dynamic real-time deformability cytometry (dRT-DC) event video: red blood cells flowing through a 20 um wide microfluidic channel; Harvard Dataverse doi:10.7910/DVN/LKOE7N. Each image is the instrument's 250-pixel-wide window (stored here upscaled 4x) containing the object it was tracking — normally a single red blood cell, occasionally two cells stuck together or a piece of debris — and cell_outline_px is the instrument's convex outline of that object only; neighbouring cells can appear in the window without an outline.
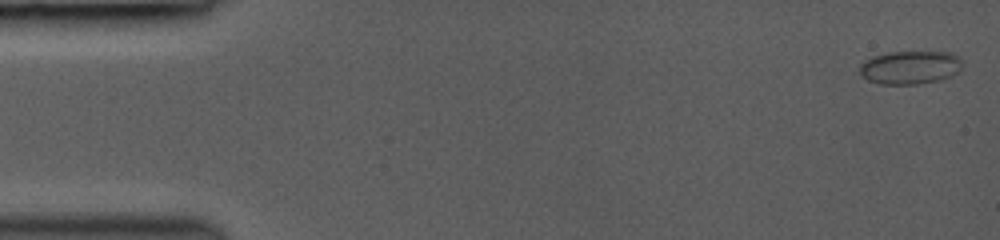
{"species": "common noctule bat (a hibernating species)", "species_latin": "Nyctalus noctula", "temperature_condition": "room temperature", "stored_images_in_passage": 38, "camera_frame_rate_fps": 3000, "um_per_image_px": 0.085, "animal": {"sex": "female", "body_mass_g": 19.0, "forearm_length_mm": 53.3}, "frame": {"image": 1, "passage_image": 1, "time_ms": 0.0, "image_size_px": [1000, 240], "cell_outline_px": [[960, 72], [940, 80], [916, 84], [880, 84], [868, 80], [860, 76], [860, 64], [864, 60], [872, 56], [888, 52], [952, 52], [960, 56]], "centroid_in_image_um": [77.34, 5.73], "position_along_channel_um": 7.7, "area_um2": 20.11}}
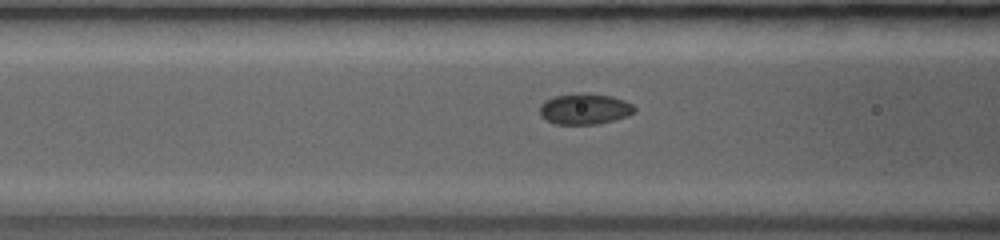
{"frame": {"image": 2, "passage_image": 15, "time_ms": 6.0, "image_size_px": [1000, 240], "cell_outline_px": [[636, 112], [628, 116], [596, 124], [556, 124], [540, 116], [540, 104], [544, 100], [556, 96], [612, 96], [624, 100], [632, 104], [636, 108]], "centroid_in_image_um": [49.71, 9.31], "position_along_channel_um": 116.9, "area_um2": 16.3}}
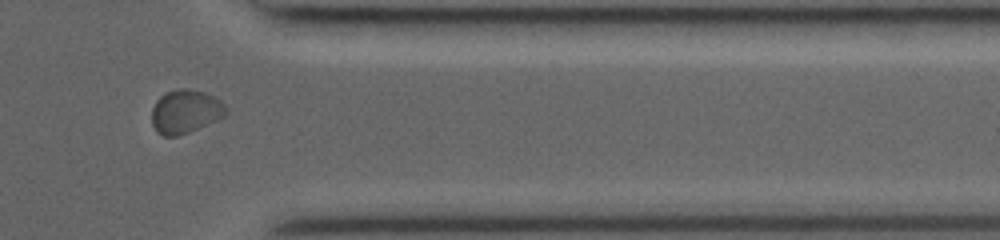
{"frame": {"image": 3, "passage_image": 31, "time_ms": 12.667, "image_size_px": [1000, 240], "cell_outline_px": [[228, 112], [224, 116], [216, 120], [180, 136], [164, 136], [156, 132], [152, 124], [152, 108], [156, 100], [164, 92], [180, 88], [188, 88], [204, 92], [220, 100], [228, 108]], "centroid_in_image_um": [15.74, 9.47], "position_along_channel_um": 395.7, "area_um2": 19.02}, "authors_computed_cell_mechanics": {"area_um2": 18.0625, "velocity_mm_per_s": 4.1913, "shape_relaxation_time_tau1_ms": 7.8637, "shape_relaxation_time_tau2_ms": 0.829, "deformation_change_tau1": 0.1466, "deformation_change_tau2": 0.0284}}